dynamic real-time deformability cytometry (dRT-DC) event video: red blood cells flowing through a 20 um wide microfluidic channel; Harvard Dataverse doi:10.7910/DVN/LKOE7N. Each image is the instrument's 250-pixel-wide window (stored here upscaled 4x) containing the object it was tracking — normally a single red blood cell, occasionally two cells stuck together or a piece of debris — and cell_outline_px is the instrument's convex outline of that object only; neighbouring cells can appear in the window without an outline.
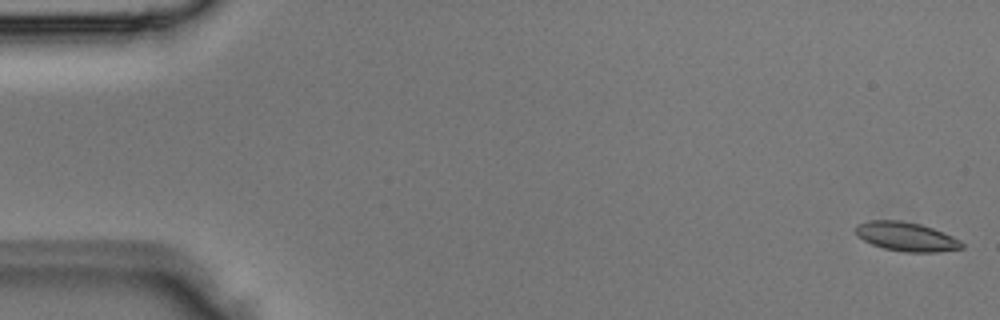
{"species": "Egyptian fruit bat (a non-hibernating species)", "species_latin": "Rousettus aegyptiacus", "temperature_condition": "room temperature", "stored_images_in_passage": 3, "camera_frame_rate_fps": 3000, "um_per_image_px": 0.085, "animal": {"sex": "male"}, "frame": {"image": 1, "passage_image": 1, "time_ms": 0.0, "image_size_px": [1000, 320], "cell_outline_px": [[964, 248], [936, 252], [904, 252], [884, 248], [872, 244], [856, 236], [856, 224], [868, 220], [900, 220], [920, 224], [932, 228], [952, 236], [960, 240], [964, 244]], "centroid_in_image_um": [77.02, 20.11], "position_along_channel_um": 8.0, "area_um2": 17.98}}
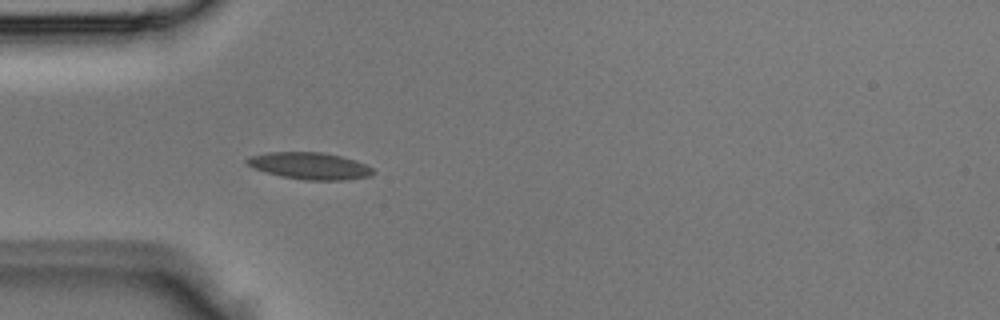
{"frame": {"image": 2, "passage_image": 3, "time_ms": 0.667, "image_size_px": [1000, 320], "cell_outline_px": [[376, 172], [372, 176], [344, 180], [304, 180], [280, 176], [256, 168], [248, 164], [244, 160], [248, 156], [268, 152], [324, 152], [356, 160], [372, 168]], "centroid_in_image_um": [26.36, 14.09], "position_along_channel_um": 58.6, "area_um2": 19.77}}